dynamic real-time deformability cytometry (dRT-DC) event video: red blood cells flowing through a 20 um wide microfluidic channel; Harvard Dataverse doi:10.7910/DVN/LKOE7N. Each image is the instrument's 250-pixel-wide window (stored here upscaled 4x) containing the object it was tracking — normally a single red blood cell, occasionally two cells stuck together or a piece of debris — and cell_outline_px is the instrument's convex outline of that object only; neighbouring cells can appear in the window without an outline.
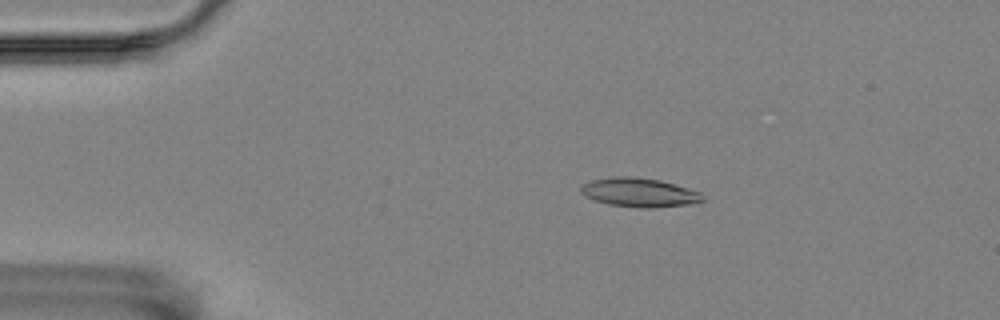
{"species": "Egyptian fruit bat (a non-hibernating species)", "species_latin": "Rousettus aegyptiacus", "temperature_condition": "room temperature", "stored_images_in_passage": 50, "camera_frame_rate_fps": 3000, "um_per_image_px": 0.085, "animal": {"sex": "female"}, "frame": {"image": 1, "passage_image": 4, "time_ms": 1.0, "image_size_px": [1000, 320], "cell_outline_px": [[704, 200], [688, 204], [652, 208], [640, 208], [608, 204], [592, 200], [584, 196], [580, 192], [580, 188], [584, 184], [592, 180], [616, 176], [632, 176], [660, 180], [688, 188], [700, 192], [704, 196]], "centroid_in_image_um": [54.31, 16.36], "position_along_channel_um": 30.7, "area_um2": 20.58}}
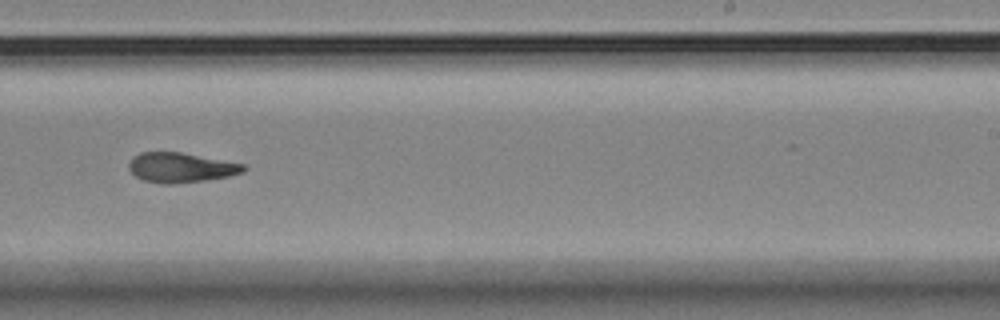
{"frame": {"image": 2, "passage_image": 29, "time_ms": 9.333, "image_size_px": [1000, 320], "cell_outline_px": [[248, 168], [244, 172], [228, 176], [204, 180], [172, 184], [160, 184], [144, 180], [136, 176], [128, 168], [128, 164], [132, 156], [140, 152], [180, 152], [244, 164]], "centroid_in_image_um": [15.35, 14.24], "position_along_channel_um": 273.7, "area_um2": 19.88}}
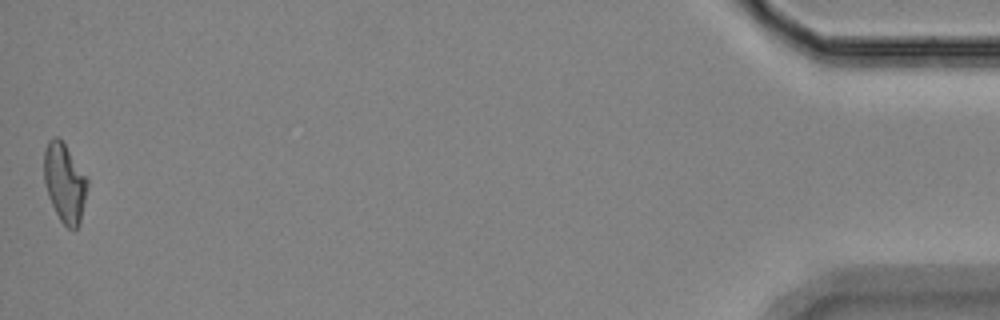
{"frame": {"image": 3, "passage_image": 50, "time_ms": 16.333, "image_size_px": [1000, 320], "cell_outline_px": [[88, 184], [80, 224], [76, 228], [68, 228], [60, 220], [48, 196], [44, 180], [44, 152], [48, 140], [52, 136], [56, 136], [64, 144], [88, 180]], "centroid_in_image_um": [5.48, 15.55], "position_along_channel_um": 429.7, "area_um2": 19.59}, "authors_computed_cell_mechanics": {"area_um2": 19.9988, "velocity_mm_per_s": 3.5166, "shape_relaxation_time_tau1_ms": null, "shape_relaxation_time_tau2_ms": 8.5167, "deformation_change_tau1": null, "deformation_change_tau2": 0.1895}}